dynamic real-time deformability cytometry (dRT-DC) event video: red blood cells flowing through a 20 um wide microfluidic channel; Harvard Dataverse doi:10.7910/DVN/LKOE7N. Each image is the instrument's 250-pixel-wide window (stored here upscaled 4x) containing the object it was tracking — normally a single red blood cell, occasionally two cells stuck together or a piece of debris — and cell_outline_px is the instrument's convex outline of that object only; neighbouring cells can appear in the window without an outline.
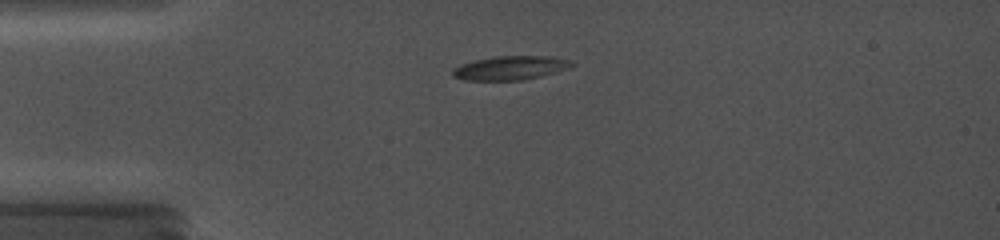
{"species": "common noctule bat (a hibernating species)", "species_latin": "Nyctalus noctula", "temperature_condition": "cold", "stored_images_in_passage": 42, "camera_frame_rate_fps": 5000, "um_per_image_px": 0.085, "animal": {"sex": "female", "body_mass_g": 19.0, "forearm_length_mm": 56.7}, "frame": {"image": 1, "passage_image": 12, "time_ms": 4.2, "image_size_px": [1000, 240], "cell_outline_px": [[576, 64], [540, 76], [520, 80], [464, 80], [452, 76], [452, 68], [460, 64], [476, 60], [496, 56], [552, 56], [572, 60]], "centroid_in_image_um": [43.33, 5.76], "position_along_channel_um": 41.7, "area_um2": 16.42}}
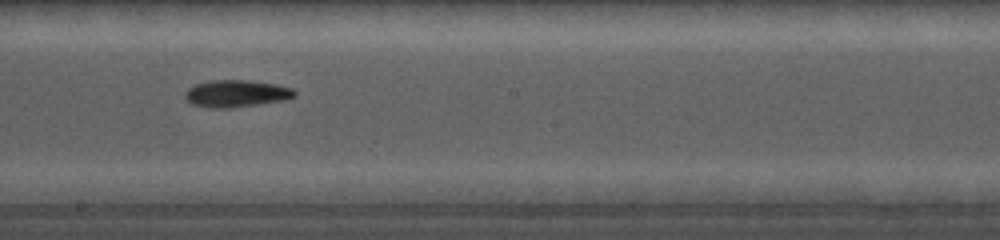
{"frame": {"image": 2, "passage_image": 27, "time_ms": 9.8, "image_size_px": [1000, 240], "cell_outline_px": [[296, 96], [284, 100], [232, 108], [208, 108], [192, 104], [184, 96], [184, 92], [188, 88], [196, 84], [208, 80], [248, 80], [276, 84], [292, 88], [296, 92]], "centroid_in_image_um": [20.07, 7.95], "position_along_channel_um": 228.1, "area_um2": 17.4}}
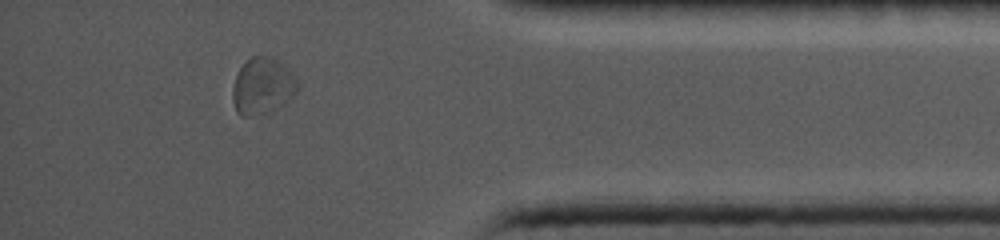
{"frame": {"image": 3, "passage_image": 39, "time_ms": 15.0, "image_size_px": [1000, 240], "cell_outline_px": [[300, 88], [288, 100], [276, 108], [260, 116], [244, 116], [236, 112], [232, 100], [232, 88], [236, 76], [244, 60], [252, 56], [264, 56], [280, 60], [288, 68], [296, 80]], "centroid_in_image_um": [22.29, 7.32], "position_along_channel_um": 412.9, "area_um2": 21.56}}